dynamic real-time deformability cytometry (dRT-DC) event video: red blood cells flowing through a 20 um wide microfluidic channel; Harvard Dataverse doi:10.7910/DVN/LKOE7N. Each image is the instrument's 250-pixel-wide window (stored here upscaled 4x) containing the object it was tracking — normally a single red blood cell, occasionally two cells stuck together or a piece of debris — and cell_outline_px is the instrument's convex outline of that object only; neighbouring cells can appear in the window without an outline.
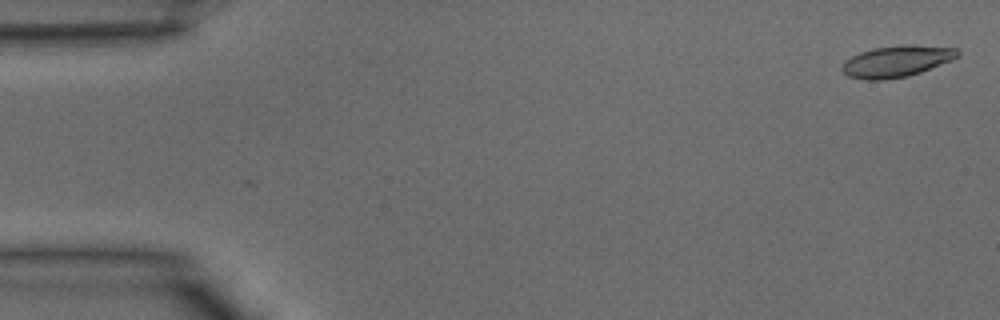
{"species": "common noctule bat (a hibernating species)", "species_latin": "Nyctalus noctula", "temperature_condition": "warm", "stored_images_in_passage": 39, "camera_frame_rate_fps": 3000, "um_per_image_px": 0.085, "animal": {"sex": "male", "body_mass_g": 15.6}, "frame": {"image": 1, "passage_image": 1, "time_ms": 0.0, "image_size_px": [1000, 320], "cell_outline_px": [[960, 56], [952, 60], [920, 72], [908, 76], [884, 80], [868, 80], [848, 76], [840, 68], [844, 60], [860, 52], [872, 48], [900, 44], [908, 44], [956, 48], [960, 52]], "centroid_in_image_um": [76.2, 5.2], "position_along_channel_um": 8.8, "area_um2": 21.33}}
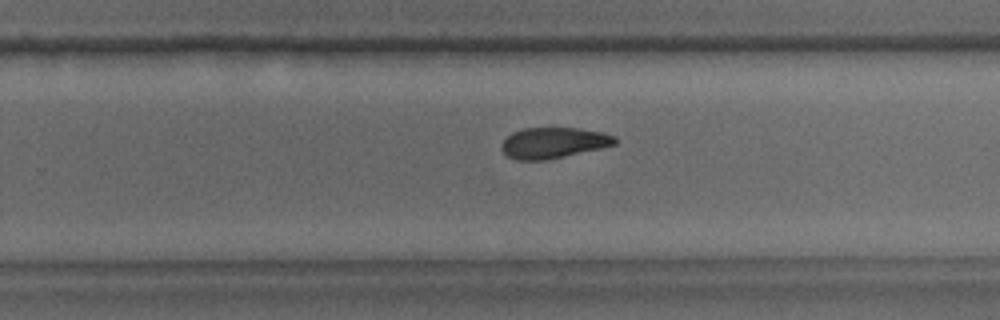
{"frame": {"image": 2, "passage_image": 25, "time_ms": 8.0, "image_size_px": [1000, 320], "cell_outline_px": [[616, 144], [600, 148], [564, 156], [544, 160], [516, 160], [508, 156], [500, 148], [500, 144], [512, 132], [524, 128], [580, 128], [604, 132], [616, 136]], "centroid_in_image_um": [47.04, 12.13], "position_along_channel_um": 282.8, "area_um2": 20.35}}
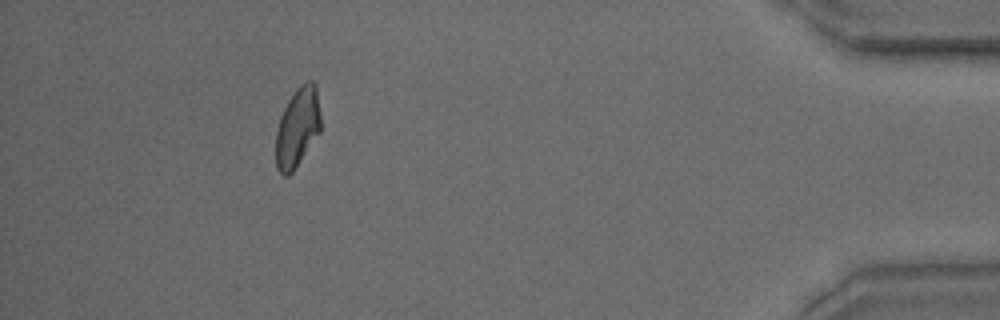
{"frame": {"image": 3, "passage_image": 36, "time_ms": 11.667, "image_size_px": [1000, 320], "cell_outline_px": [[320, 132], [292, 172], [288, 176], [284, 176], [276, 168], [276, 128], [280, 116], [288, 100], [296, 88], [300, 84], [308, 80], [312, 80], [316, 84], [320, 112]], "centroid_in_image_um": [25.28, 10.8], "position_along_channel_um": 409.9, "area_um2": 20.87}}